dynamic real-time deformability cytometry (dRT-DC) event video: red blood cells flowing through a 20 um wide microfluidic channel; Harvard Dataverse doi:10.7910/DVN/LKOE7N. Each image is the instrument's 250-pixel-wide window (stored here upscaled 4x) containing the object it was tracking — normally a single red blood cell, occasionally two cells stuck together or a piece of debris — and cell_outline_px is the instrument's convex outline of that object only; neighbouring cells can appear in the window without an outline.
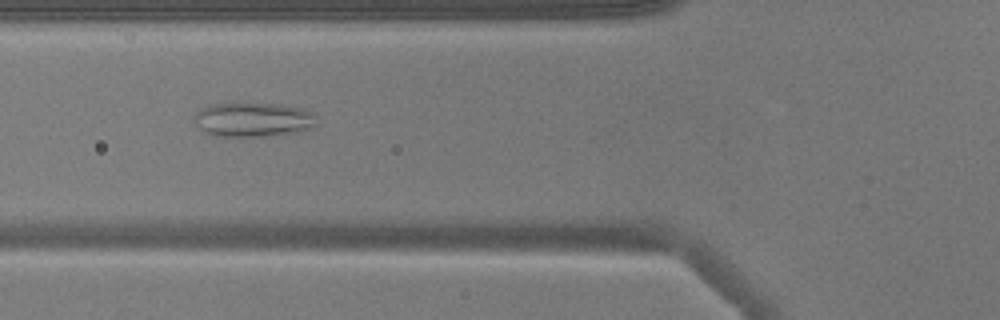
{"species": "common noctule bat (a hibernating species)", "species_latin": "Nyctalus noctula", "temperature_condition": "warm", "stored_images_in_passage": 46, "camera_frame_rate_fps": 3000, "um_per_image_px": 0.085, "animal": {"sex": "male", "body_mass_g": 17.9}, "frame": {"image": 1, "passage_image": 13, "time_ms": 4.0, "image_size_px": [1000, 320], "cell_outline_px": [[316, 124], [300, 132], [264, 136], [224, 136], [208, 132], [200, 128], [196, 124], [196, 112], [200, 108], [208, 104], [280, 104], [304, 108], [312, 112]], "centroid_in_image_um": [21.55, 10.16], "position_along_channel_um": 104.3, "area_um2": 24.04}}
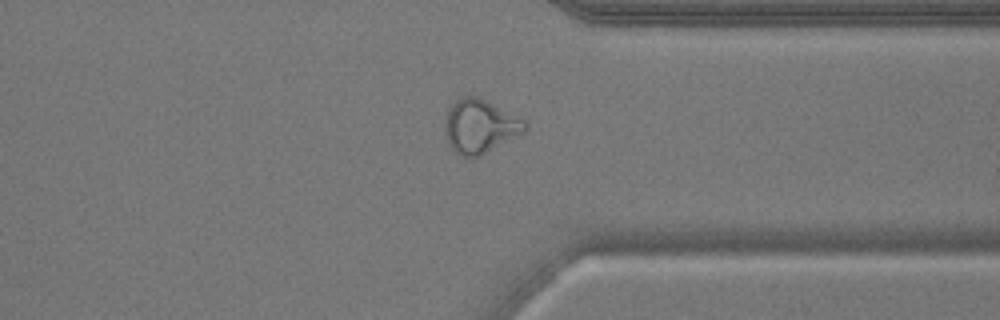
{"frame": {"image": 2, "passage_image": 34, "time_ms": 11.0, "image_size_px": [1000, 320], "cell_outline_px": [[528, 132], [480, 156], [464, 156], [456, 152], [452, 148], [444, 132], [444, 124], [448, 108], [456, 100], [464, 96], [476, 96], [524, 120], [528, 124]], "centroid_in_image_um": [40.82, 10.75], "position_along_channel_um": 370.6, "area_um2": 24.97}}
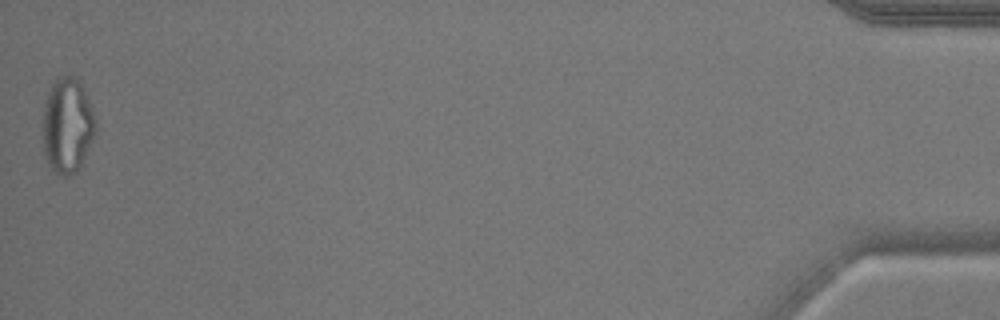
{"frame": {"image": 3, "passage_image": 46, "time_ms": 15.0, "image_size_px": [1000, 320], "cell_outline_px": [[96, 132], [80, 168], [76, 172], [68, 176], [64, 176], [56, 172], [52, 168], [44, 152], [44, 104], [48, 92], [52, 84], [56, 80], [64, 76], [76, 76], [80, 80], [92, 108], [96, 124]], "centroid_in_image_um": [5.76, 10.65], "position_along_channel_um": 429.4, "area_um2": 29.02}, "authors_computed_cell_mechanics": {"area_um2": 24.8829, "velocity_mm_per_s": 3.8279, "shape_relaxation_time_tau1_ms": null, "shape_relaxation_time_tau2_ms": 1.2377, "deformation_change_tau1": null, "deformation_change_tau2": 0.0918}}